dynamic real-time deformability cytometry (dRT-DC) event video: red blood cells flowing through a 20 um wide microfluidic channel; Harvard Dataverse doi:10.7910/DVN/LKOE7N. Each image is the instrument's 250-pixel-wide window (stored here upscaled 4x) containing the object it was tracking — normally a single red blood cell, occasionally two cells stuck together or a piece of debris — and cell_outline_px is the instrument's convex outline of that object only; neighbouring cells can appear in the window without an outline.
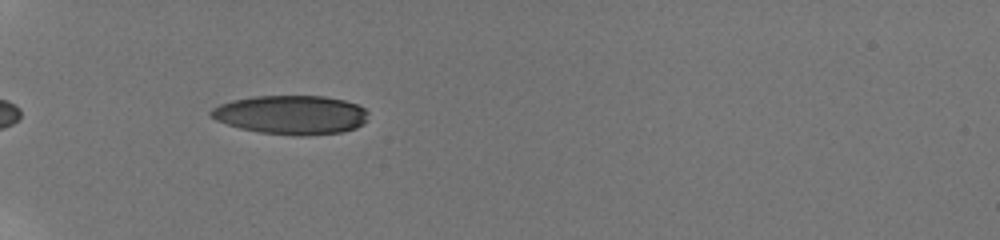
{"species": "human", "species_latin": "Homo sapiens", "temperature_condition": "room temperature", "stored_images_in_passage": 10, "camera_frame_rate_fps": 3000, "um_per_image_px": 0.085, "donor": {"sex": "male"}, "frame": {"image": 1, "passage_image": 4, "time_ms": 1.0, "image_size_px": [1000, 240], "cell_outline_px": [[368, 120], [356, 128], [340, 132], [308, 136], [300, 136], [260, 132], [240, 128], [216, 120], [208, 116], [208, 112], [212, 108], [220, 104], [232, 100], [252, 96], [324, 96], [344, 100], [356, 104], [364, 108], [368, 112]], "centroid_in_image_um": [24.74, 9.76], "position_along_channel_um": 60.3, "area_um2": 35.89}}